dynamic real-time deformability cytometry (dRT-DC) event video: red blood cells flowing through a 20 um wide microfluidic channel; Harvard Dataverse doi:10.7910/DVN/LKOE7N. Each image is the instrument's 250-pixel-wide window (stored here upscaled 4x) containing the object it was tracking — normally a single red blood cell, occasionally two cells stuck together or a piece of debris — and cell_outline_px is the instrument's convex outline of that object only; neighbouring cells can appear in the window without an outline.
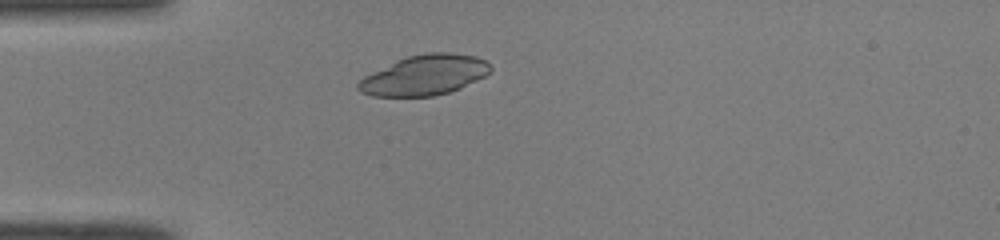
{"species": "common noctule bat (a hibernating species)", "species_latin": "Nyctalus noctula", "temperature_condition": "room temperature", "stored_images_in_passage": 37, "camera_frame_rate_fps": 3000, "um_per_image_px": 0.085, "animal": {"sex": "male", "body_mass_g": 19.0, "forearm_length_mm": 50.8}, "frame": {"image": 1, "passage_image": 1, "time_ms": 0.0, "image_size_px": [1000, 240], "cell_outline_px": [[492, 68], [484, 76], [460, 88], [448, 92], [432, 96], [372, 96], [360, 92], [356, 88], [356, 84], [364, 76], [396, 60], [408, 56], [424, 52], [452, 52], [476, 56], [484, 60]], "centroid_in_image_um": [36.05, 6.37], "position_along_channel_um": 49.0, "area_um2": 30.87}}
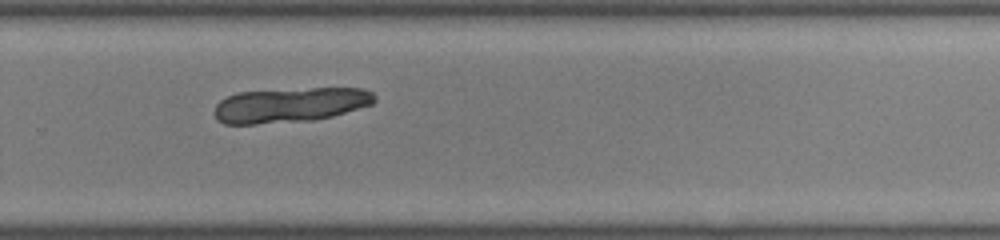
{"frame": {"image": 2, "passage_image": 21, "time_ms": 6.667, "image_size_px": [1000, 240], "cell_outline_px": [[376, 100], [372, 104], [332, 116], [312, 120], [256, 124], [224, 124], [216, 120], [216, 104], [220, 100], [236, 92], [312, 88], [364, 88], [372, 92], [376, 96]], "centroid_in_image_um": [24.67, 8.92], "position_along_channel_um": 305.1, "area_um2": 32.43}}
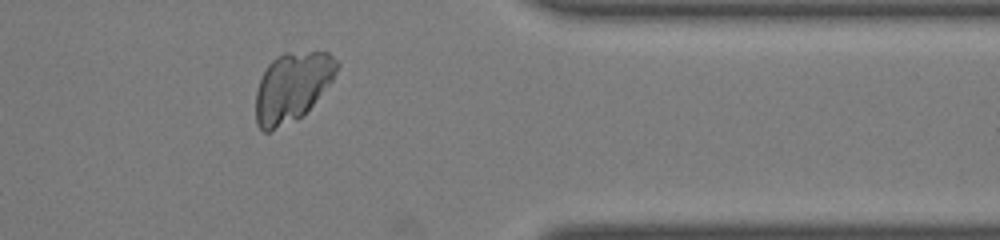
{"frame": {"image": 3, "passage_image": 28, "time_ms": 9.0, "image_size_px": [1000, 240], "cell_outline_px": [[340, 64], [332, 80], [312, 104], [296, 120], [268, 132], [264, 132], [256, 124], [256, 92], [260, 80], [268, 64], [276, 56], [284, 52], [328, 52]], "centroid_in_image_um": [24.81, 7.37], "position_along_channel_um": 386.6, "area_um2": 32.31}}